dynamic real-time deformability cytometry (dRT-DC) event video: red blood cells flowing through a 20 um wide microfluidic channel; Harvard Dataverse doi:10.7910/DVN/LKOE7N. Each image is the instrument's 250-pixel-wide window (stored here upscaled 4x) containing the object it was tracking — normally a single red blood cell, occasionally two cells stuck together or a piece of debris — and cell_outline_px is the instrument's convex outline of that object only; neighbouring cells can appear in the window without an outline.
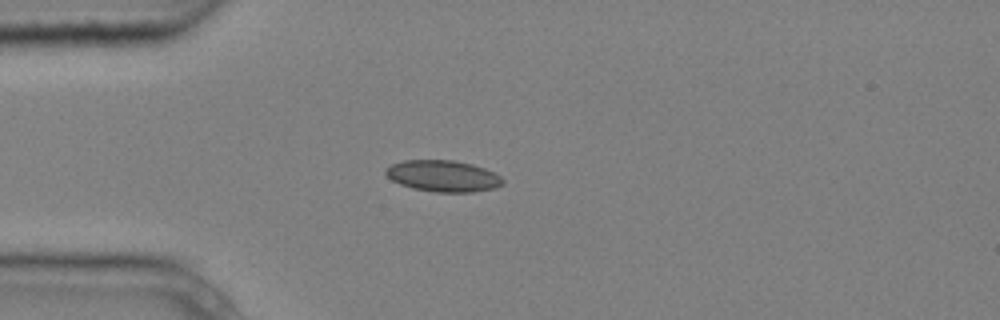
{"species": "common noctule bat (a hibernating species)", "species_latin": "Nyctalus noctula", "temperature_condition": "cold", "stored_images_in_passage": 3, "camera_frame_rate_fps": 3000, "um_per_image_px": 0.085, "animal": {"sex": "male", "body_mass_g": 20.4}, "frame": {"image": 1, "passage_image": 3, "time_ms": 0.667, "image_size_px": [1000, 320], "cell_outline_px": [[504, 184], [496, 188], [472, 192], [436, 192], [412, 188], [400, 184], [392, 180], [384, 172], [384, 168], [392, 164], [404, 160], [456, 160], [472, 164], [496, 172], [504, 180]], "centroid_in_image_um": [37.68, 14.96], "position_along_channel_um": 47.3, "area_um2": 21.62}}